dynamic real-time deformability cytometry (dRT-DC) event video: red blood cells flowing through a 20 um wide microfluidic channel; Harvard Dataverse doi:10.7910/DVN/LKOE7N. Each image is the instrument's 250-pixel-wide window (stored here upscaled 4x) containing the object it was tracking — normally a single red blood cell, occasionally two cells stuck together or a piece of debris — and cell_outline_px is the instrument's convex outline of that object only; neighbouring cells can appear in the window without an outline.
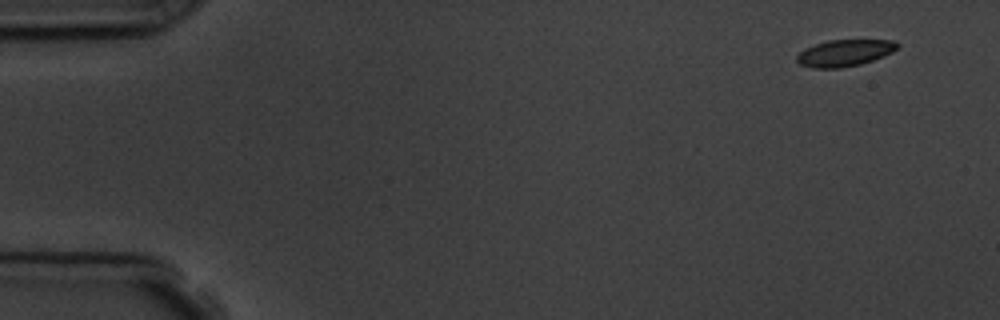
{"species": "common noctule bat (a hibernating species)", "species_latin": "Nyctalus noctula", "temperature_condition": "room temperature", "stored_images_in_passage": 8, "camera_frame_rate_fps": 3000, "um_per_image_px": 0.085, "animal": {"sex": "male", "body_mass_g": 19.5, "forearm_length_mm": 54.6}, "frame": {"image": 1, "passage_image": 1, "time_ms": 0.0, "image_size_px": [1000, 320], "cell_outline_px": [[900, 44], [892, 52], [884, 56], [860, 64], [840, 68], [812, 68], [800, 64], [796, 60], [796, 56], [804, 48], [828, 40], [896, 40]], "centroid_in_image_um": [71.79, 4.5], "position_along_channel_um": 13.2, "area_um2": 15.61}}
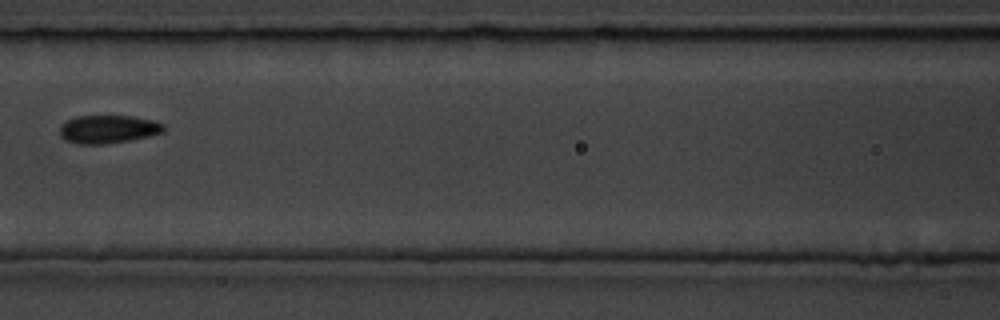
{"frame": {"image": 2, "passage_image": 7, "time_ms": 7.0, "image_size_px": [1000, 320], "cell_outline_px": [[164, 132], [148, 136], [108, 144], [76, 144], [64, 140], [60, 136], [60, 124], [76, 116], [132, 116], [152, 120], [164, 124]], "centroid_in_image_um": [9.15, 10.99], "position_along_channel_um": 157.4, "area_um2": 17.11}}
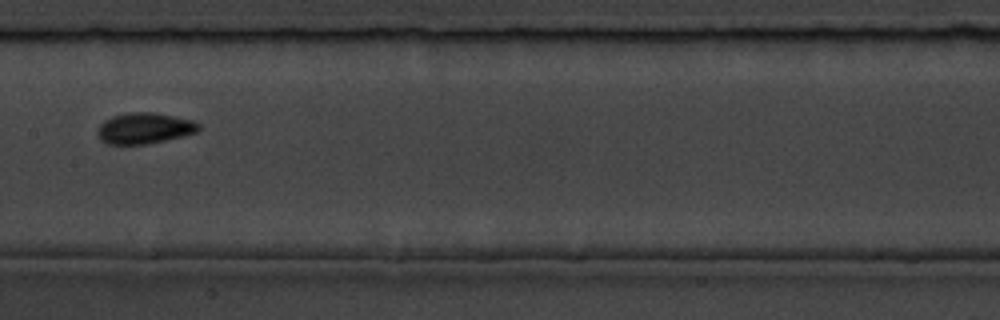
{"frame": {"image": 3, "passage_image": 8, "time_ms": 8.0, "image_size_px": [1000, 320], "cell_outline_px": [[200, 128], [196, 132], [184, 136], [144, 144], [108, 144], [100, 140], [96, 132], [100, 124], [104, 120], [112, 116], [132, 112], [156, 112], [192, 120], [200, 124]], "centroid_in_image_um": [12.26, 10.89], "position_along_channel_um": 195.1, "area_um2": 18.26}}